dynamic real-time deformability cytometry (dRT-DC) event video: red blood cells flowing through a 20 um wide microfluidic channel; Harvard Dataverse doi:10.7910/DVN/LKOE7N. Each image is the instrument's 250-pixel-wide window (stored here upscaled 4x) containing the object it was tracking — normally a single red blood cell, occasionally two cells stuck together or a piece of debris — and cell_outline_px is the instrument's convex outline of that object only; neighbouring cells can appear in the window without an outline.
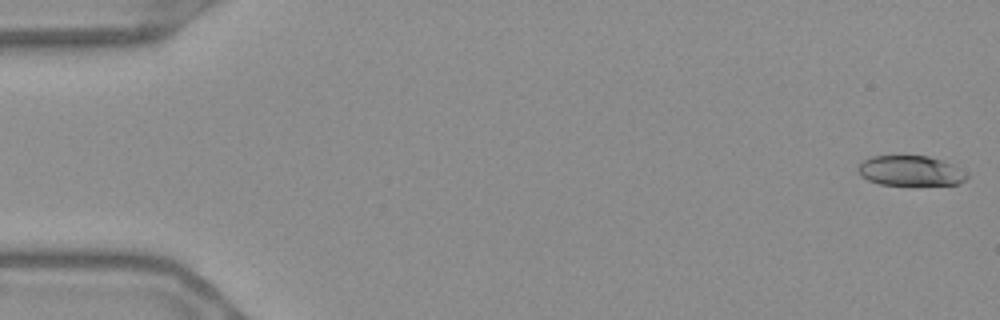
{"species": "Egyptian fruit bat (a non-hibernating species)", "species_latin": "Rousettus aegyptiacus", "temperature_condition": "warm", "stored_images_in_passage": 55, "camera_frame_rate_fps": 3000, "um_per_image_px": 0.085, "frame": {"image": 1, "passage_image": 1, "time_ms": 0.0, "image_size_px": [1000, 320], "cell_outline_px": [[968, 176], [964, 180], [956, 184], [912, 188], [880, 184], [868, 180], [860, 176], [856, 168], [864, 160], [872, 156], [928, 156], [944, 160], [968, 172]], "centroid_in_image_um": [77.41, 14.57], "position_along_channel_um": 7.6, "area_um2": 20.06}}
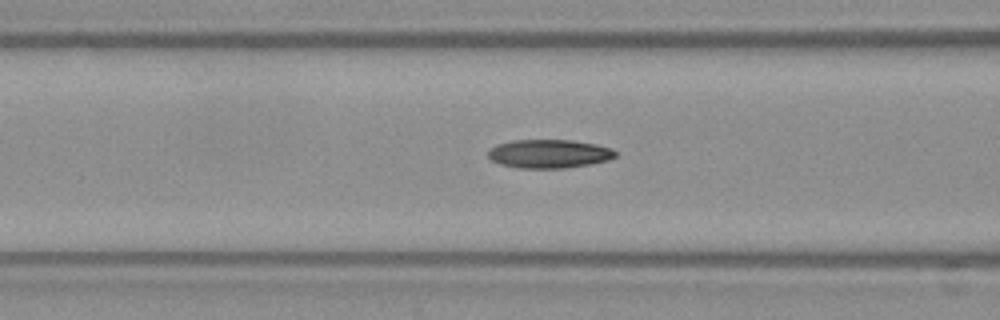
{"frame": {"image": 2, "passage_image": 22, "time_ms": 7.0, "image_size_px": [1000, 320], "cell_outline_px": [[616, 156], [608, 160], [588, 164], [564, 168], [520, 168], [500, 164], [492, 160], [488, 156], [488, 148], [496, 144], [512, 140], [572, 140], [596, 144], [612, 148], [616, 152]], "centroid_in_image_um": [46.64, 13.06], "position_along_channel_um": 120.0, "area_um2": 21.27}}
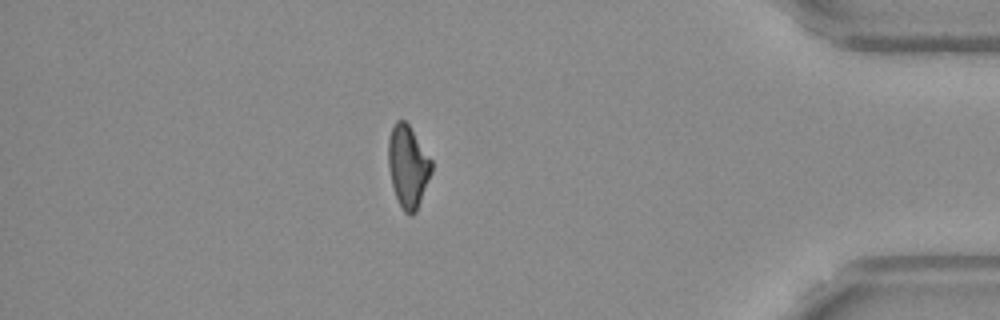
{"frame": {"image": 3, "passage_image": 48, "time_ms": 15.667, "image_size_px": [1000, 320], "cell_outline_px": [[432, 172], [416, 212], [412, 216], [408, 216], [404, 212], [396, 196], [392, 184], [388, 164], [388, 140], [392, 128], [396, 120], [404, 120], [408, 124], [432, 160]], "centroid_in_image_um": [34.68, 14.16], "position_along_channel_um": 400.5, "area_um2": 20.58}, "authors_computed_cell_mechanics": {"area_um2": 20.6346, "velocity_mm_per_s": 3.6862, "shape_relaxation_time_tau1_ms": null, "shape_relaxation_time_tau2_ms": 6.6579, "deformation_change_tau1": null, "deformation_change_tau2": 0.1386}}